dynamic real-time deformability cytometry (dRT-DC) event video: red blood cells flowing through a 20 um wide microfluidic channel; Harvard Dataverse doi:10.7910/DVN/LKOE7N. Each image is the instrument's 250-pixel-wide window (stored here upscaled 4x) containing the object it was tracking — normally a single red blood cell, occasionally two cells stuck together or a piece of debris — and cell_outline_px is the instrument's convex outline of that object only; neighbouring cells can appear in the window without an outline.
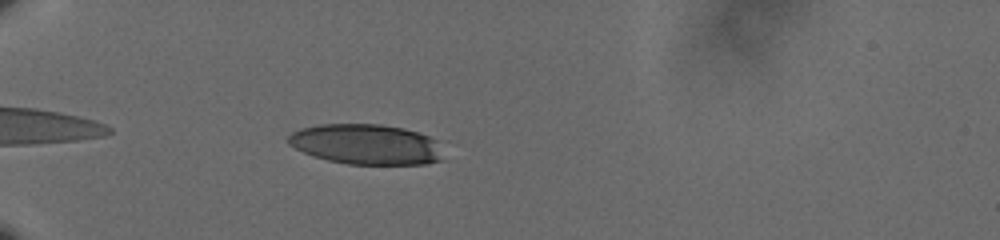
{"species": "human", "species_latin": "Homo sapiens", "temperature_condition": "cold", "stored_images_in_passage": 43, "camera_frame_rate_fps": 3000, "um_per_image_px": 0.085, "donor": {"sex": "male"}, "frame": {"image": 1, "passage_image": 4, "time_ms": 1.0, "image_size_px": [1000, 240], "cell_outline_px": [[444, 160], [428, 164], [348, 164], [328, 160], [312, 156], [288, 144], [288, 136], [292, 132], [300, 128], [320, 124], [380, 124], [404, 128], [428, 136], [436, 140]], "centroid_in_image_um": [31.12, 12.27], "position_along_channel_um": 53.9, "area_um2": 36.47}}
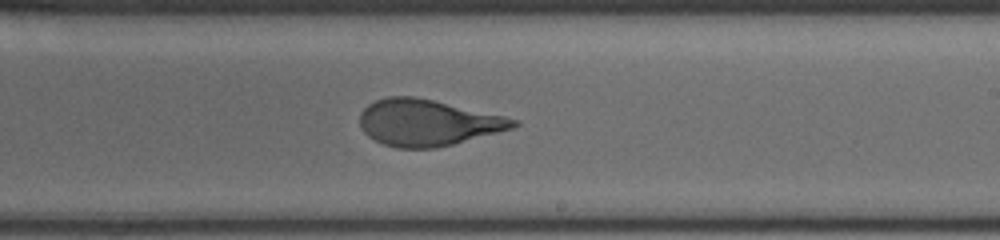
{"frame": {"image": 2, "passage_image": 23, "time_ms": 7.333, "image_size_px": [1000, 240], "cell_outline_px": [[520, 124], [512, 128], [452, 144], [436, 148], [396, 148], [384, 144], [368, 136], [364, 132], [360, 124], [360, 112], [368, 104], [376, 100], [388, 96], [412, 96], [432, 100], [504, 116], [520, 120]], "centroid_in_image_um": [36.31, 10.42], "position_along_channel_um": 252.7, "area_um2": 41.04}}
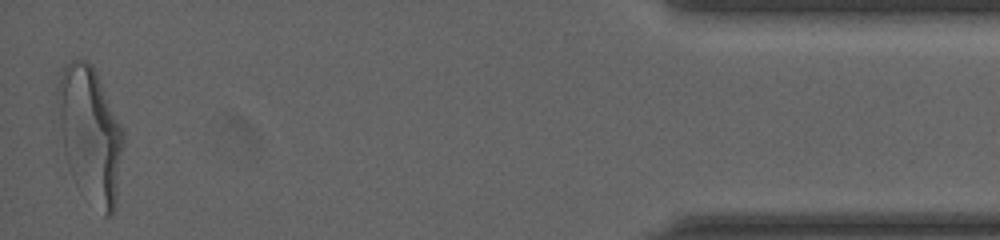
{"frame": {"image": 3, "passage_image": 43, "time_ms": 14.0, "image_size_px": [1000, 240], "cell_outline_px": [[124, 144], [116, 208], [112, 216], [104, 216], [76, 184], [68, 168], [64, 152], [56, 100], [56, 88], [64, 64], [72, 60], [88, 60], [92, 64], [96, 72], [124, 132]], "centroid_in_image_um": [7.67, 11.43], "position_along_channel_um": 427.5, "area_um2": 52.02}, "authors_computed_cell_mechanics": {"area_um2": 41.616, "velocity_mm_per_s": 3.6232, "shape_relaxation_time_tau1_ms": 5.7919, "shape_relaxation_time_tau2_ms": 0.715, "deformation_change_tau1": 0.2169, "deformation_change_tau2": 0.0688}}